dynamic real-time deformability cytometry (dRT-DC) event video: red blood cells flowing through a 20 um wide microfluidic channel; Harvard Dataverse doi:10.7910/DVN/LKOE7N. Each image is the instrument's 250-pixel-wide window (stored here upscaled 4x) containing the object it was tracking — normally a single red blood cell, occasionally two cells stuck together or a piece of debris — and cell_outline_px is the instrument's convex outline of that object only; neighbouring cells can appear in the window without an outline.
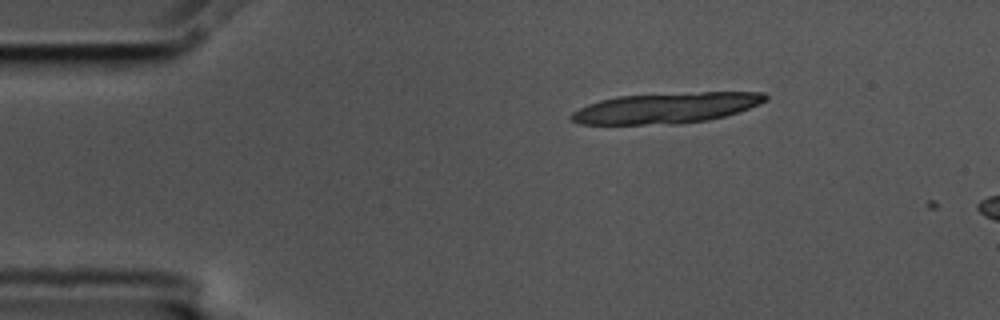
{"species": "common noctule bat (a hibernating species)", "species_latin": "Nyctalus noctula", "temperature_condition": "cold", "stored_images_in_passage": 2, "camera_frame_rate_fps": 3000, "um_per_image_px": 0.085, "animal": {"sex": "male", "body_mass_g": 17.5, "forearm_length_mm": 52.3}, "frame": {"image": 1, "passage_image": 1, "time_ms": 0.0, "image_size_px": [1000, 320], "cell_outline_px": [[768, 100], [760, 104], [724, 116], [708, 120], [680, 124], [580, 124], [572, 120], [568, 116], [572, 112], [588, 104], [600, 100], [616, 96], [700, 92], [764, 92], [768, 96]], "centroid_in_image_um": [56.63, 9.18], "position_along_channel_um": 28.4, "area_um2": 34.62}}